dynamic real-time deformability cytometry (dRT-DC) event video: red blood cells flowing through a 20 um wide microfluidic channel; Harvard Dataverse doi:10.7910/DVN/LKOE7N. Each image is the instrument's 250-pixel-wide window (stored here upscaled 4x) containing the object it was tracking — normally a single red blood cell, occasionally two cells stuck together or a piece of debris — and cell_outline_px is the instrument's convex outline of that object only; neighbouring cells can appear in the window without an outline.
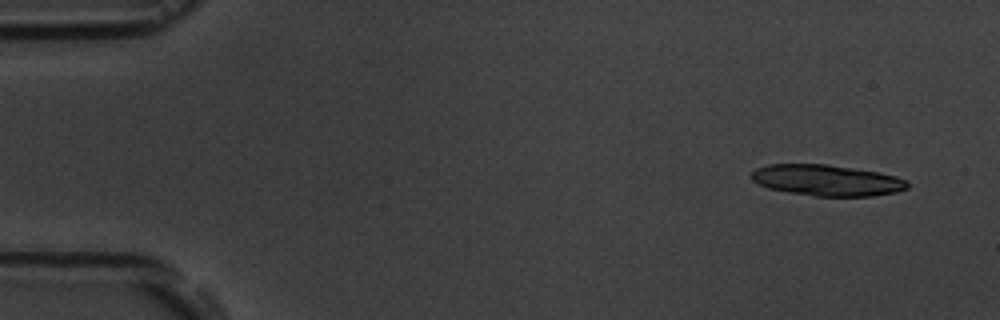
{"species": "common noctule bat (a hibernating species)", "species_latin": "Nyctalus noctula", "temperature_condition": "room temperature", "stored_images_in_passage": 6, "camera_frame_rate_fps": 3000, "um_per_image_px": 0.085, "animal": {"sex": "male", "body_mass_g": 19.5, "forearm_length_mm": 54.6}, "frame": {"image": 1, "passage_image": 1, "time_ms": 0.0, "image_size_px": [1000, 320], "cell_outline_px": [[908, 188], [896, 192], [872, 196], [816, 196], [788, 192], [768, 188], [752, 180], [752, 172], [756, 168], [768, 164], [828, 164], [880, 172], [896, 176], [908, 180]], "centroid_in_image_um": [70.31, 15.32], "position_along_channel_um": 14.7, "area_um2": 28.32}}
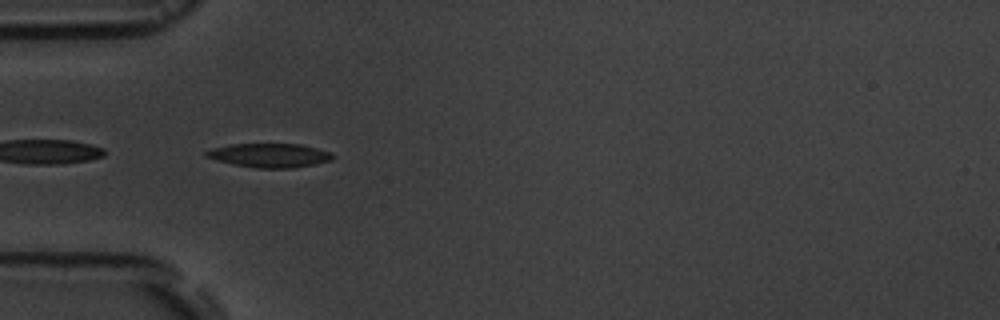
{"frame": {"image": 2, "passage_image": 5, "time_ms": 4.667, "image_size_px": [1000, 320], "cell_outline_px": [[332, 160], [316, 164], [292, 168], [256, 168], [216, 160], [204, 156], [204, 152], [212, 148], [232, 144], [300, 144], [316, 148], [328, 152], [332, 156]], "centroid_in_image_um": [22.88, 13.2], "position_along_channel_um": 62.1, "area_um2": 17.46}}